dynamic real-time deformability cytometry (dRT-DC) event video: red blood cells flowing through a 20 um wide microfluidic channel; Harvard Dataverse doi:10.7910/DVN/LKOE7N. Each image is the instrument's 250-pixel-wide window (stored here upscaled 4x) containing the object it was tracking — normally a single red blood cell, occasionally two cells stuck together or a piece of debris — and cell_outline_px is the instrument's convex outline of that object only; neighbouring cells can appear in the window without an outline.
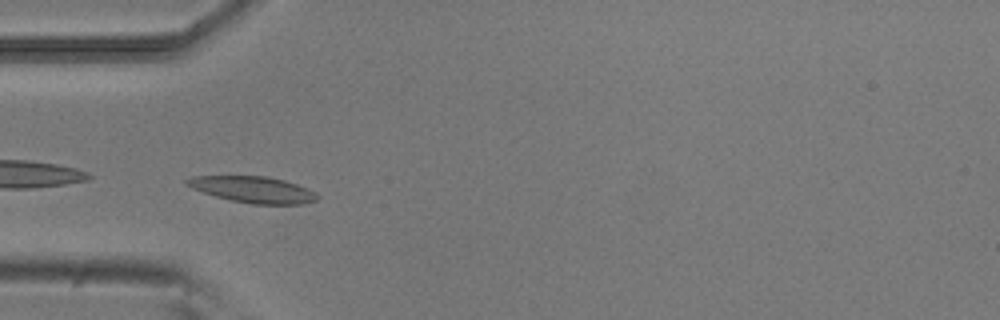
{"species": "common noctule bat (a hibernating species)", "species_latin": "Nyctalus noctula", "temperature_condition": "room temperature", "stored_images_in_passage": 38, "camera_frame_rate_fps": 3000, "um_per_image_px": 0.085, "animal": {"sex": "male", "body_mass_g": 20.5, "forearm_length_mm": 52.5}, "frame": {"image": 1, "passage_image": 1, "time_ms": 0.0, "image_size_px": [1000, 320], "cell_outline_px": [[320, 196], [316, 200], [304, 204], [252, 204], [232, 200], [216, 196], [192, 188], [184, 184], [184, 180], [192, 176], [268, 176], [284, 180], [308, 188], [316, 192]], "centroid_in_image_um": [21.53, 16.1], "position_along_channel_um": 63.5, "area_um2": 20.0}}
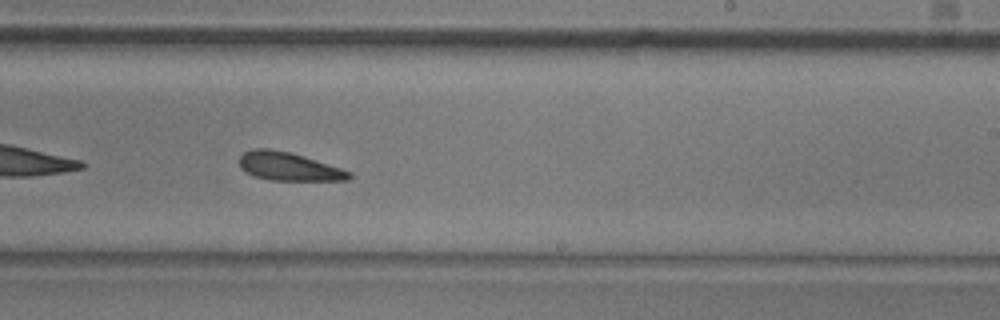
{"frame": {"image": 2, "passage_image": 17, "time_ms": 5.333, "image_size_px": [1000, 320], "cell_outline_px": [[352, 176], [348, 180], [268, 180], [256, 176], [240, 168], [240, 156], [244, 152], [252, 148], [268, 148], [292, 152], [352, 172]], "centroid_in_image_um": [24.53, 14.14], "position_along_channel_um": 264.5, "area_um2": 18.03}}
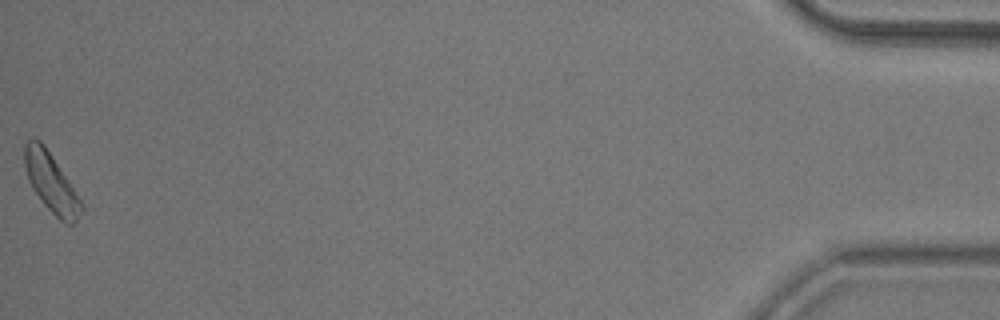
{"frame": {"image": 3, "passage_image": 38, "time_ms": 12.333, "image_size_px": [1000, 320], "cell_outline_px": [[84, 208], [76, 220], [72, 224], [64, 224], [44, 204], [32, 188], [28, 180], [24, 164], [24, 144], [32, 136], [40, 140], [44, 144], [84, 204]], "centroid_in_image_um": [4.33, 15.51], "position_along_channel_um": 430.9, "area_um2": 19.48}, "authors_computed_cell_mechanics": {"area_um2": 18.7272, "velocity_mm_per_s": 3.7776, "shape_relaxation_time_tau1_ms": 5.8691, "shape_relaxation_time_tau2_ms": 4.5129, "deformation_change_tau1": 0.1242, "deformation_change_tau2": 0.1441}}